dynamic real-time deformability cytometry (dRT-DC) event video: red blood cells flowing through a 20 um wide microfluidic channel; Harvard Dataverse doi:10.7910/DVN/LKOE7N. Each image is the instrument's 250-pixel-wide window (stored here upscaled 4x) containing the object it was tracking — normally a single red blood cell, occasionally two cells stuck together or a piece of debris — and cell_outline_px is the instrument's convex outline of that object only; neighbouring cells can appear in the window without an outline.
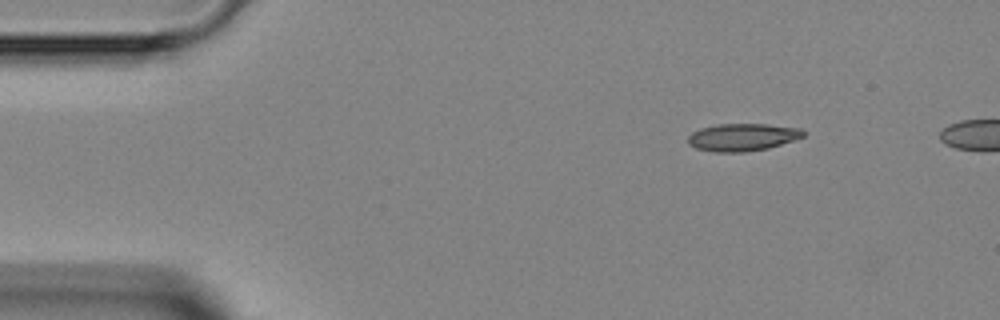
{"species": "Egyptian fruit bat (a non-hibernating species)", "species_latin": "Rousettus aegyptiacus", "temperature_condition": "room temperature", "stored_images_in_passage": 4, "camera_frame_rate_fps": 3000, "um_per_image_px": 0.085, "animal": {"sex": "female"}, "frame": {"image": 1, "passage_image": 1, "time_ms": 0.0, "image_size_px": [1000, 320], "cell_outline_px": [[808, 132], [804, 136], [768, 148], [744, 152], [716, 152], [696, 148], [688, 144], [688, 136], [692, 132], [700, 128], [720, 124], [764, 124], [800, 128]], "centroid_in_image_um": [63.1, 11.66], "position_along_channel_um": 21.9, "area_um2": 18.38}}